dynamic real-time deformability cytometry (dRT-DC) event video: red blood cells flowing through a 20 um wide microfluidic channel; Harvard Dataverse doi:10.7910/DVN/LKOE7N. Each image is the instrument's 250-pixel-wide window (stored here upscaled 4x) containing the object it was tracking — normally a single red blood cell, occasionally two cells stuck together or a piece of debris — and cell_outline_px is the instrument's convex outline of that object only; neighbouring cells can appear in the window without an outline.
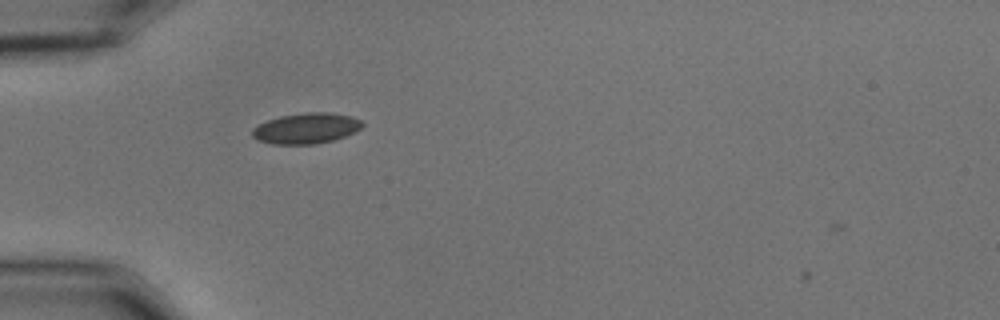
{"species": "common noctule bat (a hibernating species)", "species_latin": "Nyctalus noctula", "temperature_condition": "cold", "stored_images_in_passage": 6, "camera_frame_rate_fps": 3000, "um_per_image_px": 0.085, "animal": {"sex": "male", "body_mass_g": 15.6}, "frame": {"image": 1, "passage_image": 5, "time_ms": 1.333, "image_size_px": [1000, 320], "cell_outline_px": [[364, 124], [360, 128], [344, 136], [332, 140], [316, 144], [272, 144], [260, 140], [252, 136], [252, 128], [268, 120], [280, 116], [304, 112], [332, 112], [352, 116], [360, 120]], "centroid_in_image_um": [26.03, 10.89], "position_along_channel_um": 59.0, "area_um2": 19.54}}